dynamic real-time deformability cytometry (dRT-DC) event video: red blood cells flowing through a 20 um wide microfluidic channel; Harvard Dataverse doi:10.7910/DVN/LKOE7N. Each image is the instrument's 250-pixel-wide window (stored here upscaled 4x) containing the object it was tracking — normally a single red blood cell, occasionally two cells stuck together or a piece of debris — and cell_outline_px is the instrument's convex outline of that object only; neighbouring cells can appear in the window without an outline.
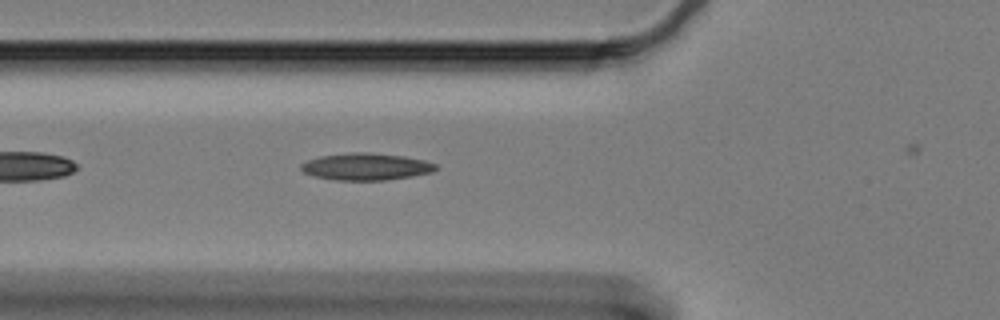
{"species": "Egyptian fruit bat (a non-hibernating species)", "species_latin": "Rousettus aegyptiacus", "temperature_condition": "cold", "stored_images_in_passage": 30, "camera_frame_rate_fps": 3000, "um_per_image_px": 0.085, "animal": {"sex": "female"}, "frame": {"image": 1, "passage_image": 7, "time_ms": 2.0, "image_size_px": [1000, 320], "cell_outline_px": [[436, 168], [432, 172], [412, 176], [384, 180], [336, 180], [316, 176], [304, 172], [300, 168], [300, 164], [308, 160], [320, 156], [352, 152], [364, 152], [404, 156], [424, 160], [436, 164]], "centroid_in_image_um": [31.1, 14.16], "position_along_channel_um": 94.7, "area_um2": 20.98}}
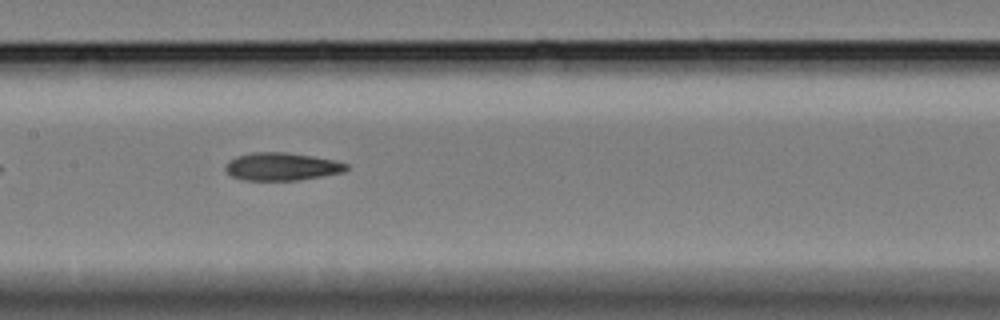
{"frame": {"image": 2, "passage_image": 15, "time_ms": 4.667, "image_size_px": [1000, 320], "cell_outline_px": [[348, 168], [344, 172], [300, 180], [244, 180], [232, 176], [224, 168], [228, 160], [236, 156], [252, 152], [284, 152], [312, 156], [336, 160], [348, 164]], "centroid_in_image_um": [23.95, 14.15], "position_along_channel_um": 183.4, "area_um2": 19.65}}
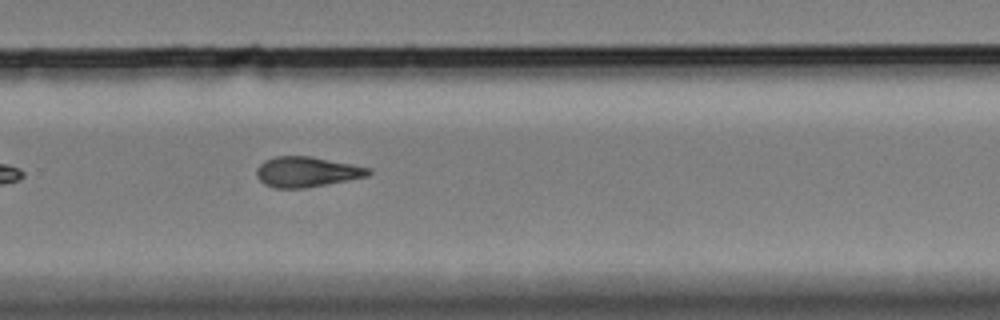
{"frame": {"image": 3, "passage_image": 26, "time_ms": 8.333, "image_size_px": [1000, 320], "cell_outline_px": [[372, 172], [368, 176], [348, 180], [304, 188], [272, 188], [264, 184], [256, 176], [256, 168], [264, 160], [276, 156], [308, 156], [368, 168]], "centroid_in_image_um": [26.0, 14.62], "position_along_channel_um": 303.8, "area_um2": 19.48}}